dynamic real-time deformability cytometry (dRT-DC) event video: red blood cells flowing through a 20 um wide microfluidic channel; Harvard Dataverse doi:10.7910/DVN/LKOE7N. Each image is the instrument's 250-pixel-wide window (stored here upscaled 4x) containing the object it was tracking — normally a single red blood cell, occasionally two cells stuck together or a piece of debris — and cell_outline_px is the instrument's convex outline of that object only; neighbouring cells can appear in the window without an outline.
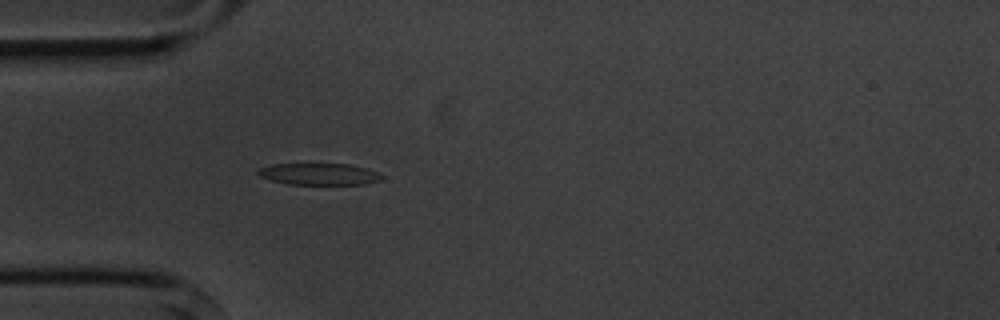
{"species": "common noctule bat (a hibernating species)", "species_latin": "Nyctalus noctula", "temperature_condition": "cold", "stored_images_in_passage": 3, "camera_frame_rate_fps": 3000, "um_per_image_px": 0.085, "animal": {"sex": "male", "body_mass_g": 20.1, "forearm_length_mm": 53.5}, "frame": {"image": 1, "passage_image": 3, "time_ms": 3.0, "image_size_px": [1000, 320], "cell_outline_px": [[384, 176], [380, 180], [364, 184], [288, 184], [272, 180], [260, 176], [256, 172], [260, 168], [272, 164], [348, 164], [368, 168]], "centroid_in_image_um": [27.14, 14.79], "position_along_channel_um": 57.9, "area_um2": 15.49}}